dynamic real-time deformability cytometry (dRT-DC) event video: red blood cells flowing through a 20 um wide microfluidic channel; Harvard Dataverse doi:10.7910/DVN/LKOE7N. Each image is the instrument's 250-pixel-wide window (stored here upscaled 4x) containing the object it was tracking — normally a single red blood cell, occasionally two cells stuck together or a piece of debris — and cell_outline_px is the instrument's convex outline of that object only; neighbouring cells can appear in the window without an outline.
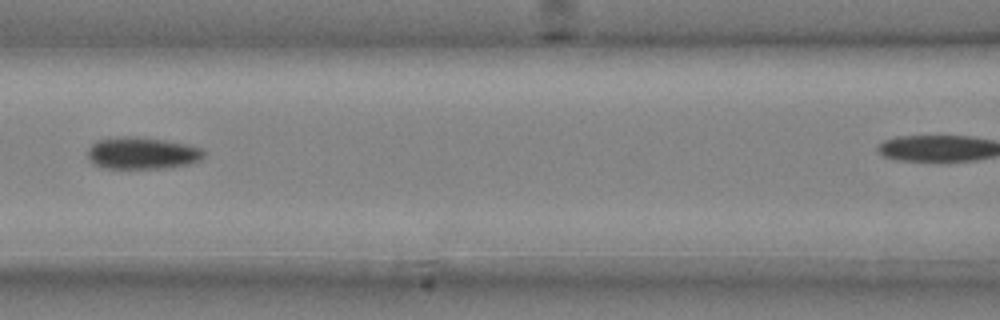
{"species": "common noctule bat (a hibernating species)", "species_latin": "Nyctalus noctula", "temperature_condition": "cold", "stored_images_in_passage": 6, "camera_frame_rate_fps": 3000, "um_per_image_px": 0.085, "animal": {"sex": "male", "body_mass_g": 20.4}, "frame": {"image": 1, "passage_image": 5, "time_ms": 1.333, "image_size_px": [1000, 320], "cell_outline_px": [[204, 156], [200, 160], [188, 164], [164, 168], [104, 168], [92, 164], [88, 156], [88, 148], [92, 144], [100, 140], [124, 136], [136, 136], [164, 140], [184, 144], [200, 148], [204, 152]], "centroid_in_image_um": [12.05, 13.02], "position_along_channel_um": 154.5, "area_um2": 21.44}}